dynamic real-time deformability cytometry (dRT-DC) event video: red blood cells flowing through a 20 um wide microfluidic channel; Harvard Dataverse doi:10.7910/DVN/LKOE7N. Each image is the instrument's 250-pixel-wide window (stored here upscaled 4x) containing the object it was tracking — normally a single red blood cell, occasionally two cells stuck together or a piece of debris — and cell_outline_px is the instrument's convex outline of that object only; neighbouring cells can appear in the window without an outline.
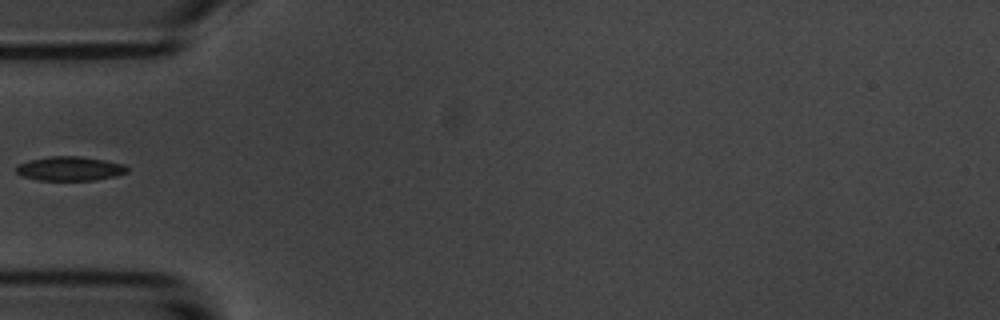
{"species": "common noctule bat (a hibernating species)", "species_latin": "Nyctalus noctula", "temperature_condition": "room temperature", "stored_images_in_passage": 38, "camera_frame_rate_fps": 3000, "um_per_image_px": 0.085, "animal": {"sex": "male", "body_mass_g": 20.1, "forearm_length_mm": 53.5}, "frame": {"image": 1, "passage_image": 1, "time_ms": 0.0, "image_size_px": [1000, 320], "cell_outline_px": [[128, 172], [116, 176], [96, 180], [40, 180], [24, 176], [16, 172], [16, 168], [20, 164], [28, 160], [52, 156], [80, 156], [104, 160], [124, 164], [128, 168]], "centroid_in_image_um": [5.98, 14.33], "position_along_channel_um": 79.0, "area_um2": 15.55}}
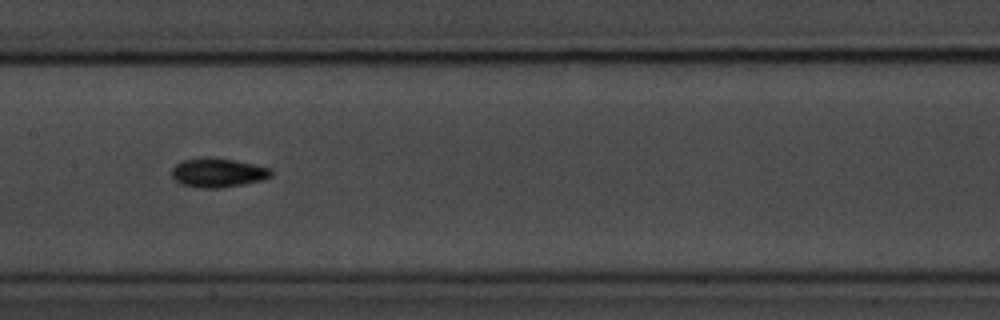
{"frame": {"image": 2, "passage_image": 10, "time_ms": 3.0, "image_size_px": [1000, 320], "cell_outline_px": [[272, 176], [264, 180], [244, 184], [220, 188], [196, 188], [180, 184], [172, 176], [172, 168], [176, 164], [184, 160], [208, 156], [232, 160], [272, 168]], "centroid_in_image_um": [18.52, 14.69], "position_along_channel_um": 188.9, "area_um2": 16.99}}
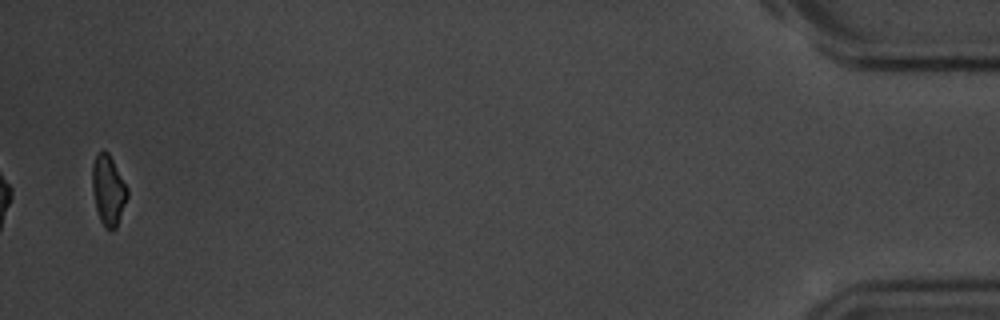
{"frame": {"image": 3, "passage_image": 37, "time_ms": 12.0, "image_size_px": [1000, 320], "cell_outline_px": [[128, 196], [116, 228], [112, 232], [108, 232], [104, 228], [100, 220], [96, 208], [92, 192], [92, 164], [96, 156], [104, 148], [108, 152], [128, 188]], "centroid_in_image_um": [9.2, 16.2], "position_along_channel_um": 426.0, "area_um2": 14.51}}